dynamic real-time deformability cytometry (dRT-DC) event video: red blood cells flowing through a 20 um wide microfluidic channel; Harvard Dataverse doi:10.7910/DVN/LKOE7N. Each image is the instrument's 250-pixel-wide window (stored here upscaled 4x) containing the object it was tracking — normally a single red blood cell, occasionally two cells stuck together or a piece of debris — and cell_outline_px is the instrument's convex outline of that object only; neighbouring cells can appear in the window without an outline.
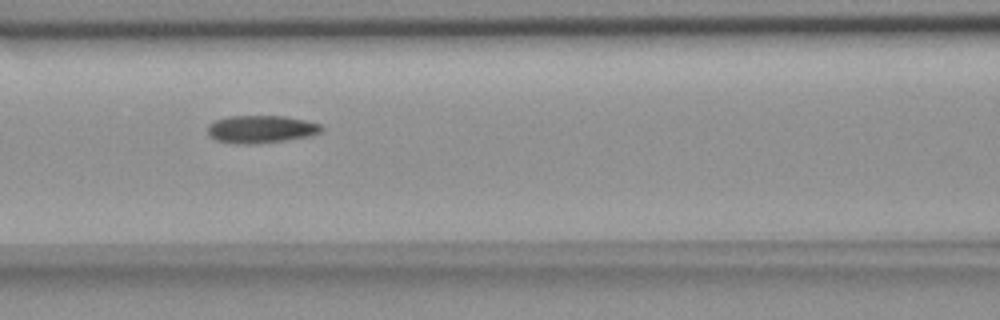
{"species": "common noctule bat (a hibernating species)", "species_latin": "Nyctalus noctula", "temperature_condition": "room temperature", "stored_images_in_passage": 6, "camera_frame_rate_fps": 3000, "um_per_image_px": 0.085, "animal": {"sex": "female", "body_mass_g": 18.4}, "frame": {"image": 1, "passage_image": 5, "time_ms": 4.667, "image_size_px": [1000, 320], "cell_outline_px": [[324, 128], [320, 132], [312, 136], [256, 144], [244, 144], [216, 140], [208, 132], [208, 124], [216, 120], [228, 116], [284, 116], [304, 120], [320, 124]], "centroid_in_image_um": [22.21, 10.97], "position_along_channel_um": 144.4, "area_um2": 18.21}}
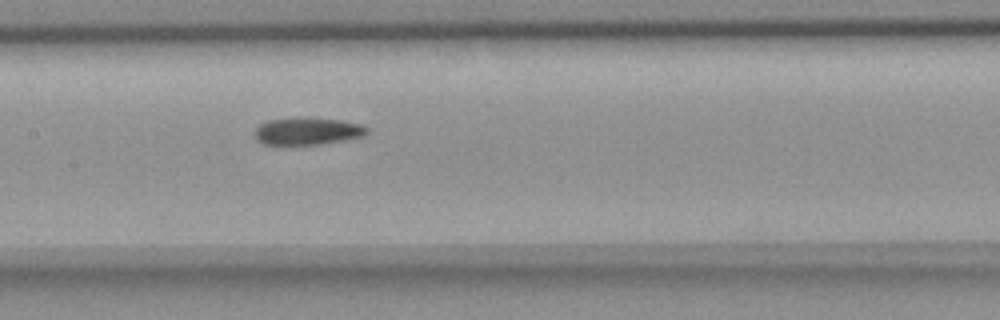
{"frame": {"image": 2, "passage_image": 6, "time_ms": 5.667, "image_size_px": [1000, 320], "cell_outline_px": [[368, 132], [364, 136], [344, 140], [320, 144], [264, 144], [256, 140], [256, 128], [260, 124], [268, 120], [300, 116], [340, 120], [364, 124], [368, 128]], "centroid_in_image_um": [26.17, 11.12], "position_along_channel_um": 181.2, "area_um2": 18.03}}